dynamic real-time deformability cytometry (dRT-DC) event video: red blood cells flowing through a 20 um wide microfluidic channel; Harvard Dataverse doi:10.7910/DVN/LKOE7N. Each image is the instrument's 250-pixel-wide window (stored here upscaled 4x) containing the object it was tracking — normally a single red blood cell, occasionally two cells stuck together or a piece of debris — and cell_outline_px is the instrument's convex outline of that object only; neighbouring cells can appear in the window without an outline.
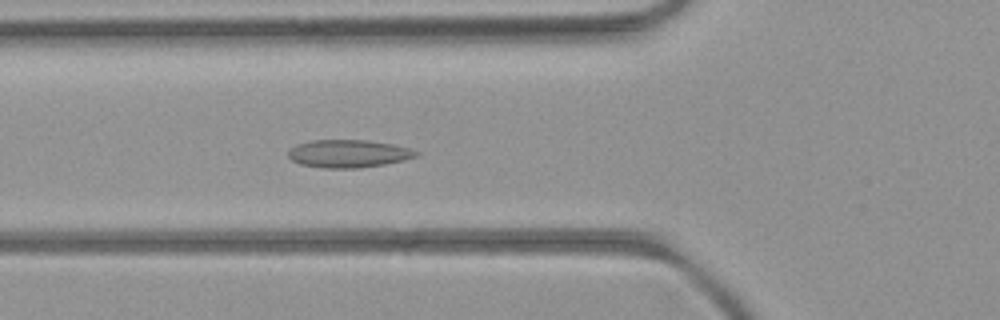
{"species": "common noctule bat (a hibernating species)", "species_latin": "Nyctalus noctula", "temperature_condition": "room temperature", "stored_images_in_passage": 51, "camera_frame_rate_fps": 3000, "um_per_image_px": 0.085, "animal": {"sex": "female", "body_mass_g": 21.9}, "frame": {"image": 1, "passage_image": 18, "time_ms": 5.667, "image_size_px": [1000, 320], "cell_outline_px": [[420, 152], [416, 156], [404, 160], [384, 164], [360, 168], [320, 168], [300, 164], [292, 160], [288, 156], [288, 152], [296, 144], [312, 140], [368, 140], [392, 144], [408, 148]], "centroid_in_image_um": [29.6, 13.06], "position_along_channel_um": 96.2, "area_um2": 20.69}}
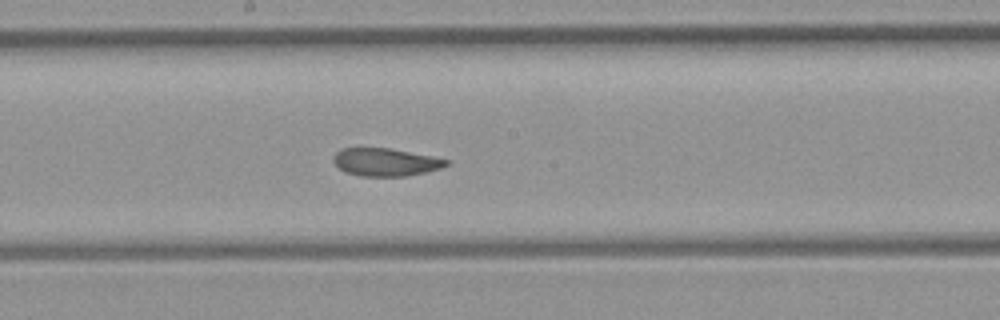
{"frame": {"image": 2, "passage_image": 27, "time_ms": 8.667, "image_size_px": [1000, 320], "cell_outline_px": [[452, 160], [448, 164], [440, 168], [408, 176], [360, 176], [344, 172], [332, 160], [332, 156], [340, 148], [388, 148], [432, 156]], "centroid_in_image_um": [32.75, 13.78], "position_along_channel_um": 215.4, "area_um2": 18.32}}
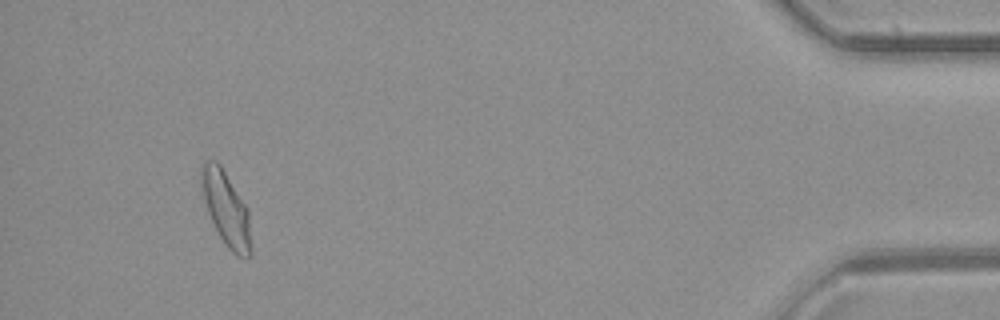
{"frame": {"image": 3, "passage_image": 48, "time_ms": 15.667, "image_size_px": [1000, 320], "cell_outline_px": [[252, 256], [248, 260], [244, 260], [236, 256], [224, 244], [208, 212], [200, 192], [200, 164], [204, 160], [216, 160], [220, 164], [248, 208], [252, 248]], "centroid_in_image_um": [19.22, 17.76], "position_along_channel_um": 416.0, "area_um2": 22.14}, "authors_computed_cell_mechanics": {"area_um2": 20.23, "velocity_mm_per_s": 3.9525, "shape_relaxation_time_tau1_ms": null, "shape_relaxation_time_tau2_ms": 1.3936, "deformation_change_tau1": null, "deformation_change_tau2": 0.0669}}